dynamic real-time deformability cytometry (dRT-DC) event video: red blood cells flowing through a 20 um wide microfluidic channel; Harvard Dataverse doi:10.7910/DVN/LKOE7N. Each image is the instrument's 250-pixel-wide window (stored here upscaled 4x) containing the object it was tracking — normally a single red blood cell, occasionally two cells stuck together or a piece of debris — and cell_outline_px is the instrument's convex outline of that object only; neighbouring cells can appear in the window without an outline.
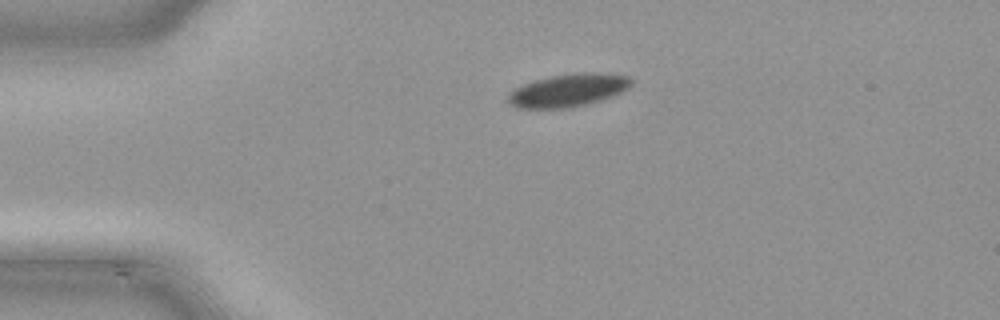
{"species": "common noctule bat (a hibernating species)", "species_latin": "Nyctalus noctula", "temperature_condition": "cold", "stored_images_in_passage": 33, "camera_frame_rate_fps": 3000, "um_per_image_px": 0.085, "animal": {"sex": "male", "body_mass_g": 21.5, "forearm_length_mm": 52.0}, "frame": {"image": 1, "passage_image": 2, "time_ms": 0.333, "image_size_px": [1000, 320], "cell_outline_px": [[632, 84], [628, 88], [612, 96], [600, 100], [584, 104], [564, 108], [516, 108], [508, 100], [508, 96], [516, 88], [532, 80], [552, 76], [580, 72], [600, 72], [628, 76], [632, 80]], "centroid_in_image_um": [48.32, 7.66], "position_along_channel_um": 36.7, "area_um2": 23.29}}
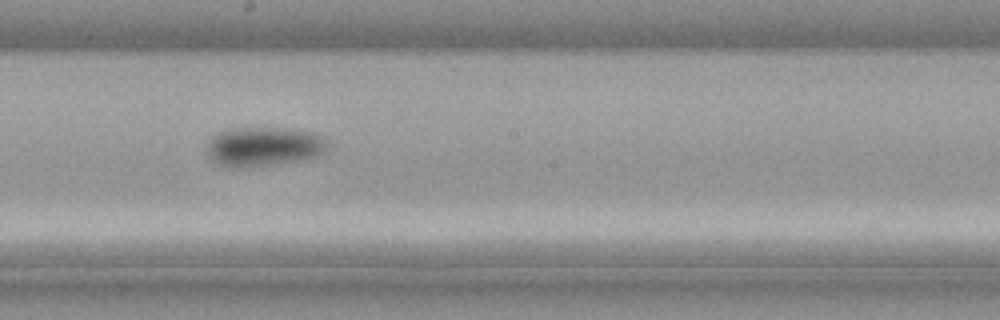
{"frame": {"image": 2, "passage_image": 18, "time_ms": 5.667, "image_size_px": [1000, 320], "cell_outline_px": [[332, 144], [328, 152], [304, 160], [236, 168], [220, 164], [212, 160], [208, 156], [208, 140], [216, 132], [232, 128], [292, 128], [316, 132], [324, 136]], "centroid_in_image_um": [22.52, 12.43], "position_along_channel_um": 225.7, "area_um2": 28.26}}
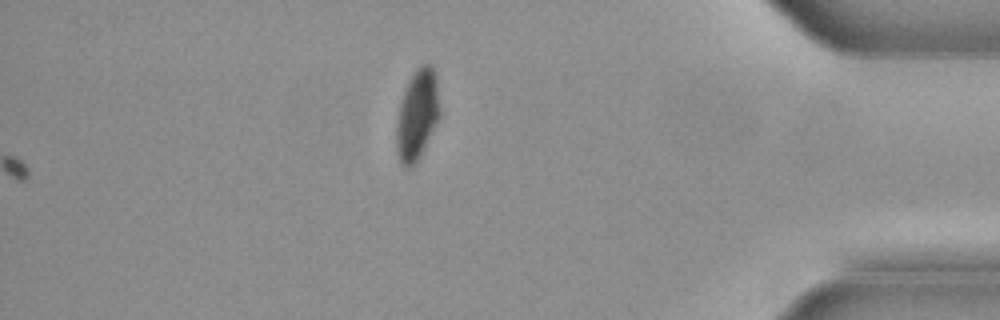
{"frame": {"image": 3, "passage_image": 33, "time_ms": 10.667, "image_size_px": [1000, 320], "cell_outline_px": [[440, 116], [416, 164], [408, 168], [404, 168], [400, 164], [396, 148], [396, 120], [400, 104], [408, 80], [416, 68], [420, 64], [432, 64], [436, 72], [440, 108]], "centroid_in_image_um": [35.46, 9.75], "position_along_channel_um": 399.7, "area_um2": 23.18}}